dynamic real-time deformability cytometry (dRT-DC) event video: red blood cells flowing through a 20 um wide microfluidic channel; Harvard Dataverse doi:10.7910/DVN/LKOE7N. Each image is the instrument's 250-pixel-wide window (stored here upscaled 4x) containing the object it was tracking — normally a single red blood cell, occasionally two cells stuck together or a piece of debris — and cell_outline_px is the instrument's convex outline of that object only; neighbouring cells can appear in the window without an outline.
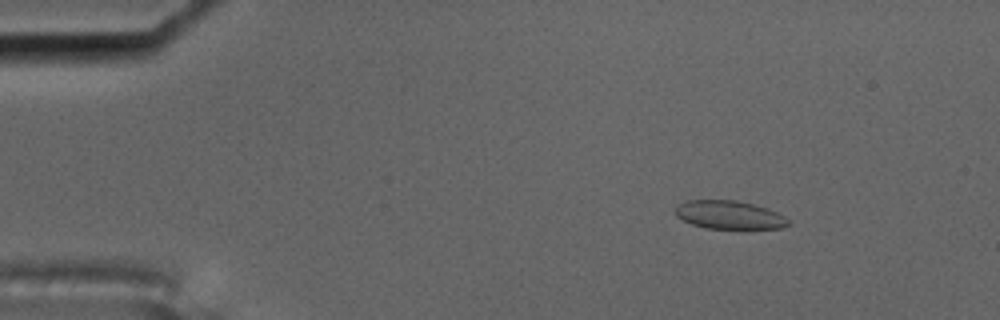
{"species": "common noctule bat (a hibernating species)", "species_latin": "Nyctalus noctula", "temperature_condition": "cold", "stored_images_in_passage": 4, "camera_frame_rate_fps": 3000, "um_per_image_px": 0.085, "animal": {"sex": "male", "body_mass_g": 17.5, "forearm_length_mm": 52.3}, "frame": {"image": 1, "passage_image": 2, "time_ms": 0.333, "image_size_px": [1000, 320], "cell_outline_px": [[792, 224], [780, 228], [704, 228], [692, 224], [676, 216], [676, 204], [684, 200], [736, 200], [768, 208], [784, 216]], "centroid_in_image_um": [61.97, 18.25], "position_along_channel_um": 23.0, "area_um2": 18.61}}
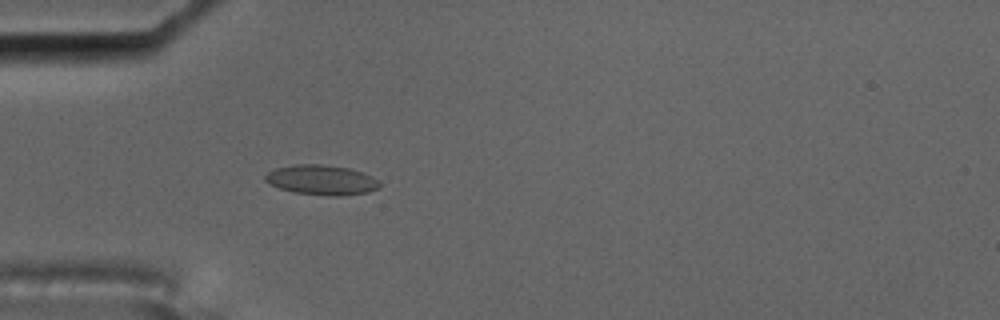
{"frame": {"image": 2, "passage_image": 4, "time_ms": 1.0, "image_size_px": [1000, 320], "cell_outline_px": [[380, 188], [368, 192], [340, 196], [328, 196], [292, 192], [280, 188], [264, 180], [264, 176], [268, 172], [276, 168], [292, 164], [320, 164], [348, 168], [372, 176], [380, 184]], "centroid_in_image_um": [27.32, 15.3], "position_along_channel_um": 57.7, "area_um2": 19.88}}